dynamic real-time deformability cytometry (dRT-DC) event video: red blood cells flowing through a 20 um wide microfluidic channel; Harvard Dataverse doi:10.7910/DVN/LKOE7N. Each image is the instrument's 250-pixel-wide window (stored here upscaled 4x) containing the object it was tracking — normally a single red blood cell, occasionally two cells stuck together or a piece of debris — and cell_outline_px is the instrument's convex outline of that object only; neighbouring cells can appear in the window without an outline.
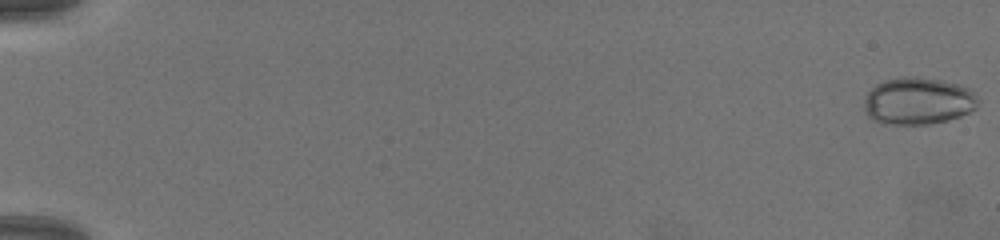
{"species": "common noctule bat (a hibernating species)", "species_latin": "Nyctalus noctula", "temperature_condition": "warm", "stored_images_in_passage": 70, "camera_frame_rate_fps": 3000, "um_per_image_px": 0.085, "animal": {"sex": "female", "body_mass_g": 19.5, "forearm_length_mm": 54.1}, "frame": {"image": 1, "passage_image": 1, "time_ms": 0.0, "image_size_px": [1000, 240], "cell_outline_px": [[980, 100], [976, 108], [960, 116], [948, 120], [928, 124], [884, 124], [872, 120], [864, 112], [864, 100], [868, 92], [876, 84], [884, 80], [904, 76], [916, 76], [940, 80], [960, 84], [968, 88]], "centroid_in_image_um": [78.02, 8.58], "position_along_channel_um": 7.0, "area_um2": 31.56}}
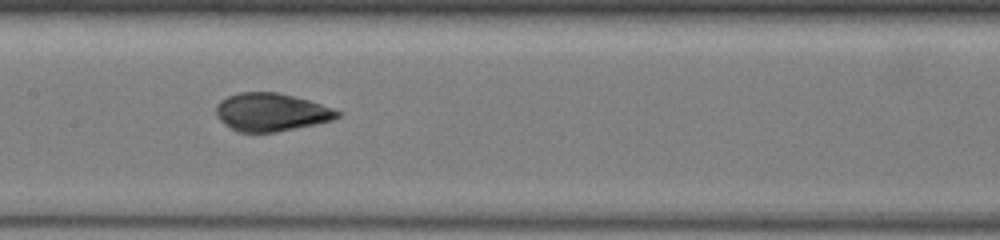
{"frame": {"image": 2, "passage_image": 38, "time_ms": 12.333, "image_size_px": [1000, 240], "cell_outline_px": [[340, 116], [332, 120], [316, 124], [276, 132], [236, 132], [224, 124], [220, 120], [216, 112], [216, 104], [220, 100], [228, 96], [240, 92], [276, 92], [308, 100], [332, 108], [340, 112]], "centroid_in_image_um": [23.02, 9.54], "position_along_channel_um": 184.4, "area_um2": 26.76}}
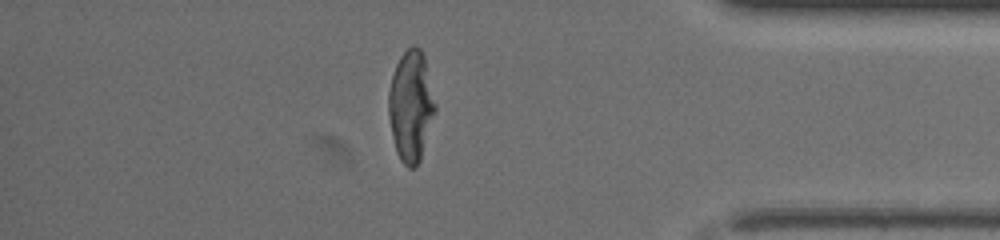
{"frame": {"image": 3, "passage_image": 61, "time_ms": 20.0, "image_size_px": [1000, 240], "cell_outline_px": [[436, 112], [420, 160], [416, 168], [408, 168], [400, 160], [396, 152], [388, 116], [388, 92], [392, 76], [396, 64], [400, 56], [412, 44], [420, 48], [424, 56], [436, 104]], "centroid_in_image_um": [34.93, 9.02], "position_along_channel_um": 400.3, "area_um2": 30.29}}